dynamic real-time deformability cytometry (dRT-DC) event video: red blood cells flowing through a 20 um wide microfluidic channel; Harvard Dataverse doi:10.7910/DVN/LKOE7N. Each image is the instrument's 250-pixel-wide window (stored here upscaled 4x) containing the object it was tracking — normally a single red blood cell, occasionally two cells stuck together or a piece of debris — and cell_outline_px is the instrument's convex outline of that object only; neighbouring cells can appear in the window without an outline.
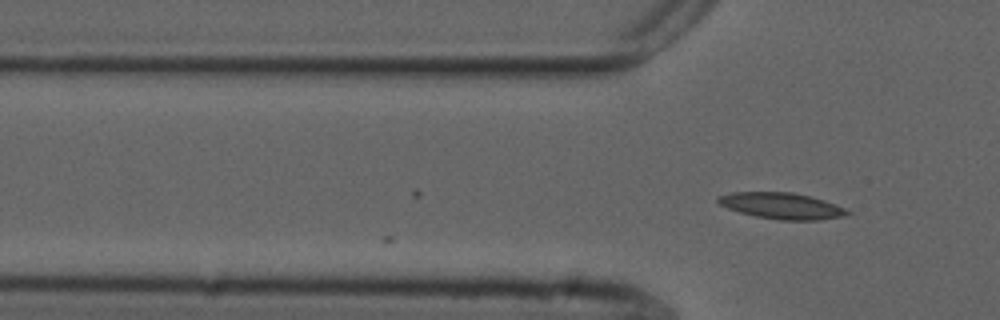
{"species": "common noctule bat (a hibernating species)", "species_latin": "Nyctalus noctula", "temperature_condition": "cold", "stored_images_in_passage": 2, "camera_frame_rate_fps": 3000, "um_per_image_px": 0.085, "animal": {"sex": "male", "forearm_length_mm": 52.5}, "frame": {"image": 1, "passage_image": 2, "time_ms": 0.333, "image_size_px": [1000, 320], "cell_outline_px": [[852, 212], [848, 216], [820, 220], [780, 220], [756, 216], [740, 212], [728, 208], [720, 204], [716, 200], [716, 196], [732, 192], [792, 192], [812, 196], [824, 200], [844, 208]], "centroid_in_image_um": [66.47, 17.49], "position_along_channel_um": 59.3, "area_um2": 19.88}}